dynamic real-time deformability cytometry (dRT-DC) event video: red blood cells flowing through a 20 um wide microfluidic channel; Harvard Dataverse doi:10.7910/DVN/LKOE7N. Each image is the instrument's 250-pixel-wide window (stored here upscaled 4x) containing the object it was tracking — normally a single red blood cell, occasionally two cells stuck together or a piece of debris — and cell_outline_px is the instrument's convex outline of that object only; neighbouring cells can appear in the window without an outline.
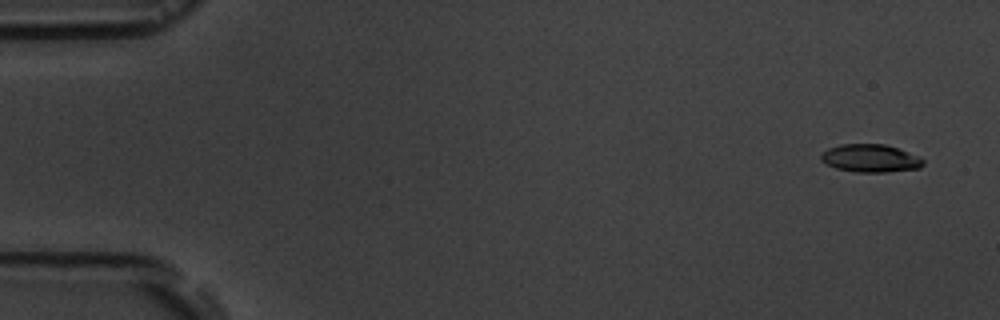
{"species": "common noctule bat (a hibernating species)", "species_latin": "Nyctalus noctula", "temperature_condition": "room temperature", "stored_images_in_passage": 6, "camera_frame_rate_fps": 3000, "um_per_image_px": 0.085, "animal": {"sex": "male", "body_mass_g": 19.5, "forearm_length_mm": 54.6}, "frame": {"image": 1, "passage_image": 1, "time_ms": 0.0, "image_size_px": [1000, 320], "cell_outline_px": [[924, 164], [920, 168], [884, 172], [856, 172], [836, 168], [820, 160], [820, 156], [828, 148], [840, 144], [884, 144], [920, 156], [924, 160]], "centroid_in_image_um": [74.0, 13.45], "position_along_channel_um": 11.0, "area_um2": 16.53}}
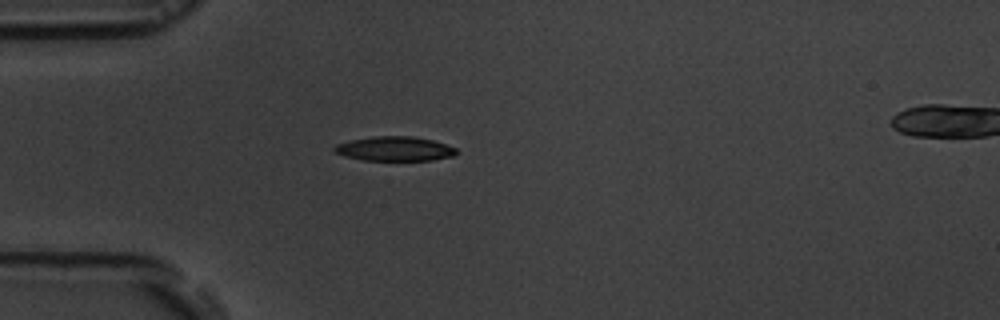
{"frame": {"image": 2, "passage_image": 4, "time_ms": 4.333, "image_size_px": [1000, 320], "cell_outline_px": [[456, 152], [452, 156], [432, 160], [364, 160], [344, 156], [336, 152], [332, 148], [336, 144], [352, 140], [372, 136], [412, 136], [432, 140], [456, 148]], "centroid_in_image_um": [33.52, 12.64], "position_along_channel_um": 51.5, "area_um2": 17.17}}
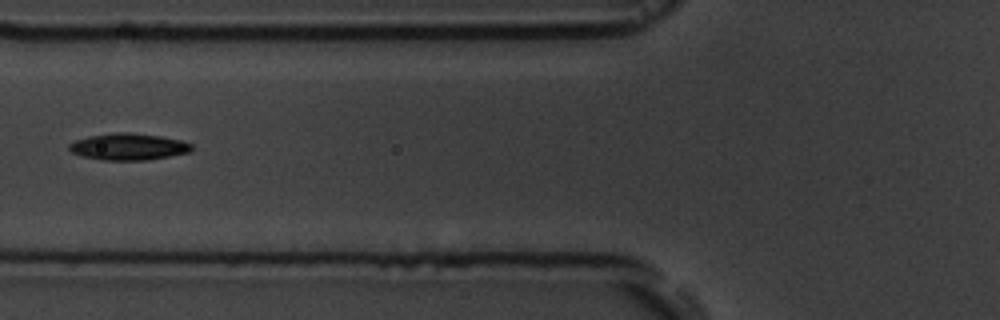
{"frame": {"image": 3, "passage_image": 6, "time_ms": 6.333, "image_size_px": [1000, 320], "cell_outline_px": [[192, 148], [188, 152], [148, 160], [104, 160], [84, 156], [72, 152], [68, 148], [68, 144], [76, 140], [88, 136], [116, 132], [128, 132], [160, 136], [180, 140], [192, 144]], "centroid_in_image_um": [10.9, 12.46], "position_along_channel_um": 114.9, "area_um2": 18.84}}